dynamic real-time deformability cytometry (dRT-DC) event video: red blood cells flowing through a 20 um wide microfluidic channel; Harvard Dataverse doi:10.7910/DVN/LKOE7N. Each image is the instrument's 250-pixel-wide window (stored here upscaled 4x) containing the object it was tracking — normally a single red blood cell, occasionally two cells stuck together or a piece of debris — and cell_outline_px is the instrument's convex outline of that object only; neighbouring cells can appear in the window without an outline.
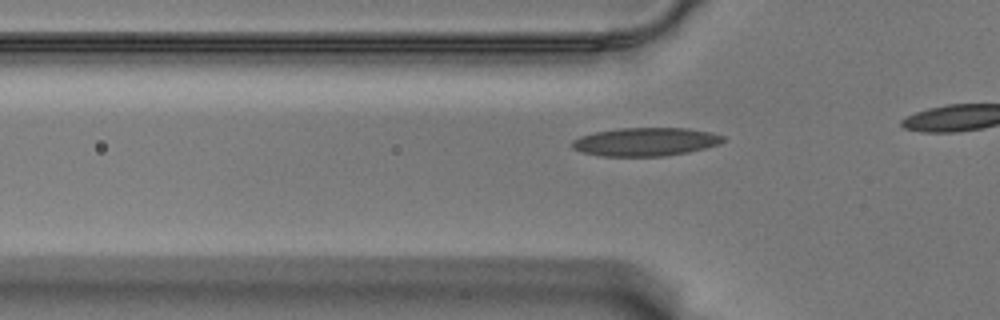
{"species": "Egyptian fruit bat (a non-hibernating species)", "species_latin": "Rousettus aegyptiacus", "temperature_condition": "warm", "stored_images_in_passage": 12, "camera_frame_rate_fps": 3000, "um_per_image_px": 0.085, "animal": {"sex": "male"}, "frame": {"image": 1, "passage_image": 6, "time_ms": 1.667, "image_size_px": [1000, 320], "cell_outline_px": [[724, 140], [720, 144], [688, 152], [664, 156], [600, 156], [584, 152], [572, 148], [572, 140], [580, 136], [596, 132], [620, 128], [688, 128], [708, 132], [724, 136]], "centroid_in_image_um": [54.86, 12.05], "position_along_channel_um": 70.9, "area_um2": 24.8}}
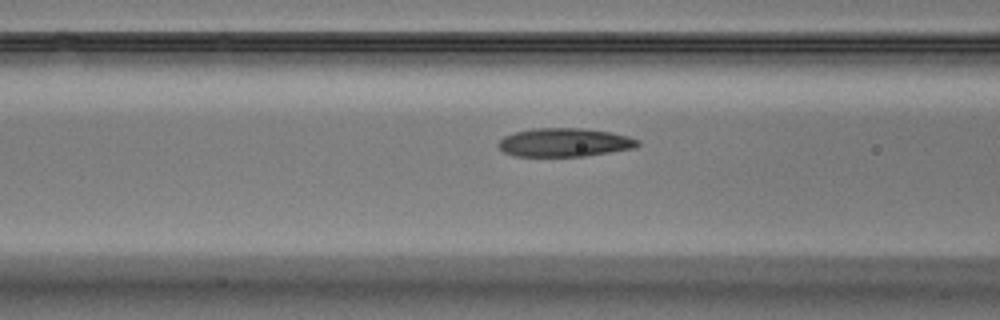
{"frame": {"image": 2, "passage_image": 10, "time_ms": 3.0, "image_size_px": [1000, 320], "cell_outline_px": [[640, 144], [636, 148], [584, 156], [516, 156], [504, 152], [500, 148], [500, 140], [504, 136], [516, 132], [532, 128], [580, 128], [612, 132], [628, 136], [640, 140]], "centroid_in_image_um": [48.03, 12.1], "position_along_channel_um": 118.6, "area_um2": 23.12}}